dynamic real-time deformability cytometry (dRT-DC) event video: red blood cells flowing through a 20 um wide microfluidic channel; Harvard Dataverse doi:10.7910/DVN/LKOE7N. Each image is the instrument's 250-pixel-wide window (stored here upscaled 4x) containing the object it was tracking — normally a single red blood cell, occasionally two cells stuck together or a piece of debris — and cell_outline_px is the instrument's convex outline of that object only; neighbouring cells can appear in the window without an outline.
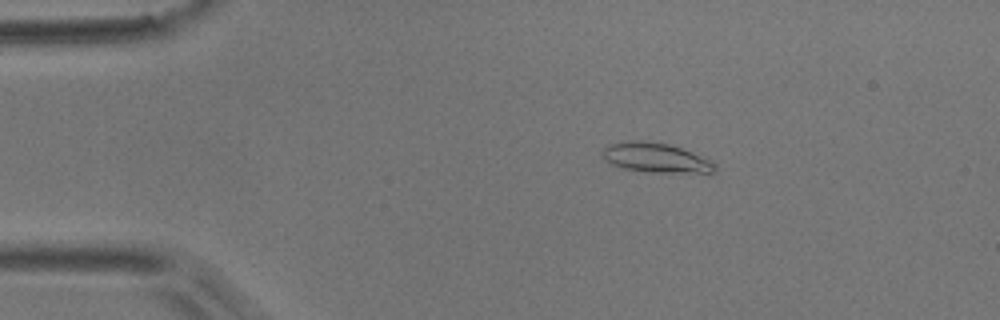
{"species": "common noctule bat (a hibernating species)", "species_latin": "Nyctalus noctula", "temperature_condition": "room temperature", "stored_images_in_passage": 4, "camera_frame_rate_fps": 3000, "um_per_image_px": 0.085, "animal": {"sex": "male", "body_mass_g": 17.9}, "frame": {"image": 1, "passage_image": 2, "time_ms": 1.333, "image_size_px": [1000, 320], "cell_outline_px": [[716, 172], [648, 172], [624, 168], [612, 164], [604, 160], [600, 156], [604, 148], [608, 144], [636, 140], [644, 140], [668, 144], [680, 148], [712, 160], [716, 164]], "centroid_in_image_um": [55.72, 13.4], "position_along_channel_um": 29.3, "area_um2": 19.31}}